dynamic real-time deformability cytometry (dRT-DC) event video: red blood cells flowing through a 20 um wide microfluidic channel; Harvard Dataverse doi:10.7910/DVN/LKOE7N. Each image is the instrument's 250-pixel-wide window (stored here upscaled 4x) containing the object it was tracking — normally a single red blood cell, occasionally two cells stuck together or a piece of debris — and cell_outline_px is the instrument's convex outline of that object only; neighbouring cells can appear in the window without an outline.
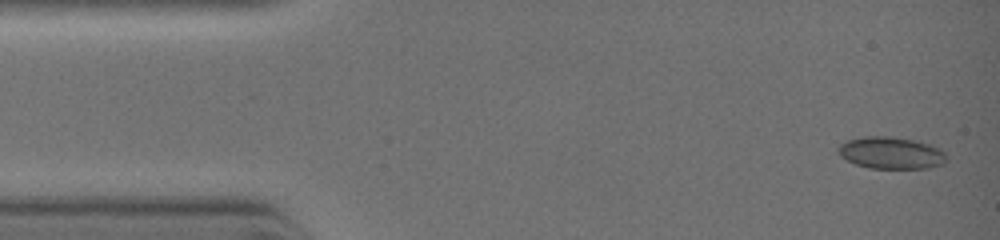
{"species": "common noctule bat (a hibernating species)", "species_latin": "Nyctalus noctula", "temperature_condition": "warm", "stored_images_in_passage": 19, "camera_frame_rate_fps": 3000, "um_per_image_px": 0.085, "animal": {"sex": "female", "body_mass_g": 19.0, "forearm_length_mm": 51.5}, "frame": {"image": 1, "passage_image": 1, "time_ms": 0.0, "image_size_px": [1000, 240], "cell_outline_px": [[948, 160], [944, 164], [928, 168], [868, 168], [856, 164], [840, 156], [836, 148], [840, 144], [848, 140], [864, 136], [892, 136], [912, 140], [928, 144], [940, 148], [948, 156]], "centroid_in_image_um": [75.76, 13.0], "position_along_channel_um": 9.2, "area_um2": 20.29}}
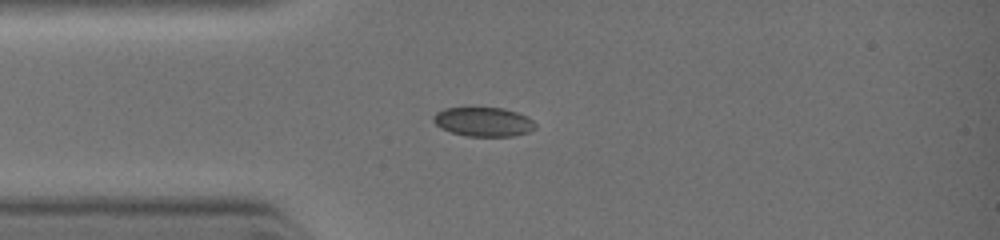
{"frame": {"image": 2, "passage_image": 13, "time_ms": 2.333, "image_size_px": [1000, 240], "cell_outline_px": [[536, 128], [528, 132], [512, 136], [468, 136], [452, 132], [440, 128], [432, 120], [432, 116], [436, 112], [444, 108], [504, 108], [528, 116], [536, 124]], "centroid_in_image_um": [41.09, 10.35], "position_along_channel_um": 43.9, "area_um2": 17.34}}
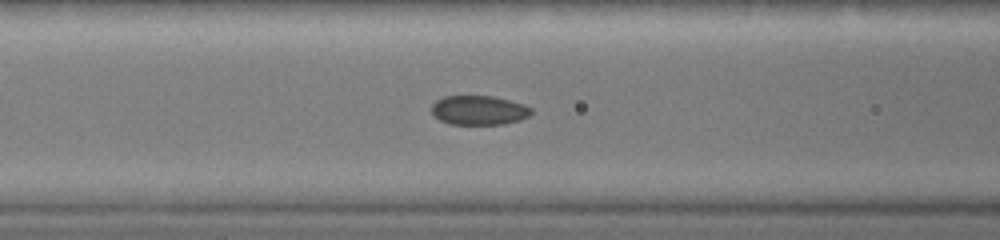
{"frame": {"image": 3, "passage_image": 19, "time_ms": 4.0, "image_size_px": [1000, 240], "cell_outline_px": [[532, 112], [528, 116], [520, 120], [504, 124], [452, 124], [440, 120], [432, 112], [432, 104], [436, 100], [444, 96], [492, 96], [524, 104], [532, 108]], "centroid_in_image_um": [40.72, 9.37], "position_along_channel_um": 125.9, "area_um2": 16.94}}